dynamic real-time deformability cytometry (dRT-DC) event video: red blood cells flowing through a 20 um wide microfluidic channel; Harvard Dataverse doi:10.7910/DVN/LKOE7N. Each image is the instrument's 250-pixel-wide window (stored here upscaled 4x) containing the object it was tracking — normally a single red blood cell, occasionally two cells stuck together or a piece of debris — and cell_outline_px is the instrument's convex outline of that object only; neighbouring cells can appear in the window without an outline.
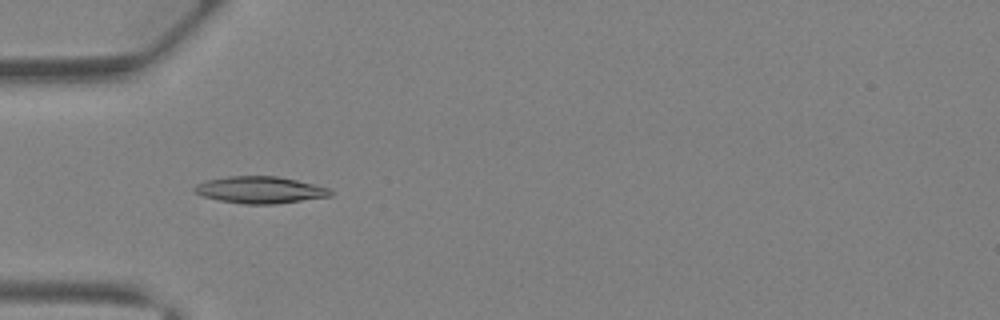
{"species": "Egyptian fruit bat (a non-hibernating species)", "species_latin": "Rousettus aegyptiacus", "temperature_condition": "warm", "stored_images_in_passage": 32, "camera_frame_rate_fps": 3000, "um_per_image_px": 0.085, "animal": {"sex": "female"}, "frame": {"image": 1, "passage_image": 8, "time_ms": 2.333, "image_size_px": [1000, 320], "cell_outline_px": [[332, 196], [276, 204], [244, 204], [220, 200], [204, 196], [192, 192], [192, 188], [196, 184], [208, 180], [228, 176], [276, 176], [296, 180], [328, 188], [332, 192]], "centroid_in_image_um": [22.08, 16.14], "position_along_channel_um": 62.9, "area_um2": 21.15}}
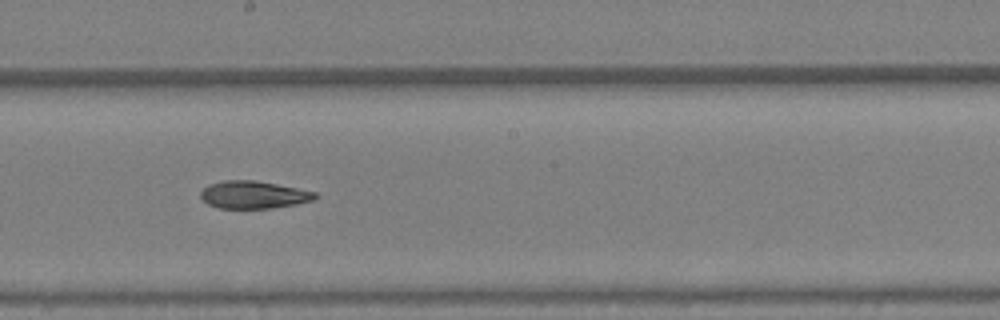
{"frame": {"image": 2, "passage_image": 18, "time_ms": 5.667, "image_size_px": [1000, 320], "cell_outline_px": [[316, 200], [296, 204], [272, 208], [220, 208], [208, 204], [200, 196], [200, 192], [208, 184], [224, 180], [252, 180], [276, 184], [316, 192]], "centroid_in_image_um": [21.54, 16.55], "position_along_channel_um": 226.7, "area_um2": 18.26}}
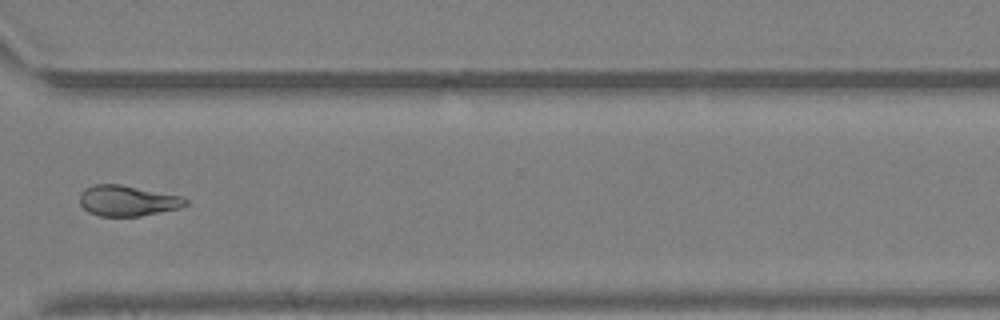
{"frame": {"image": 3, "passage_image": 26, "time_ms": 8.333, "image_size_px": [1000, 320], "cell_outline_px": [[188, 204], [180, 208], [140, 216], [100, 216], [88, 212], [80, 204], [80, 192], [84, 188], [92, 184], [120, 184], [184, 196], [188, 200]], "centroid_in_image_um": [10.85, 17.05], "position_along_channel_um": 359.8, "area_um2": 19.13}, "authors_computed_cell_mechanics": {"area_um2": 19.074, "velocity_mm_per_s": 4.9933, "shape_relaxation_time_tau1_ms": 4.6954, "shape_relaxation_time_tau2_ms": 10.8337, "deformation_change_tau1": 0.1681, "deformation_change_tau2": 0.2425}}